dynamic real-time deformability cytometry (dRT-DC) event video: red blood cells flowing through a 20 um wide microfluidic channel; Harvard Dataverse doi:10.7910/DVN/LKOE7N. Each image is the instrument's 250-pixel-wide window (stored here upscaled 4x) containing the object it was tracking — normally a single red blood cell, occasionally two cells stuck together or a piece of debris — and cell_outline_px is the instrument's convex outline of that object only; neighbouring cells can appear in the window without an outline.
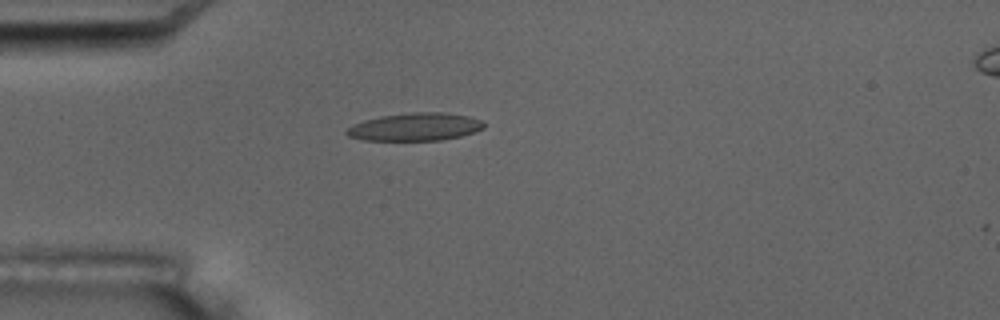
{"species": "common noctule bat (a hibernating species)", "species_latin": "Nyctalus noctula", "temperature_condition": "room temperature", "stored_images_in_passage": 4, "camera_frame_rate_fps": 3000, "um_per_image_px": 0.085, "animal": {"sex": "male", "body_mass_g": 17.5, "forearm_length_mm": 52.3}, "frame": {"image": 1, "passage_image": 3, "time_ms": 2.333, "image_size_px": [1000, 320], "cell_outline_px": [[484, 128], [460, 136], [440, 140], [364, 140], [348, 136], [344, 132], [352, 124], [364, 120], [380, 116], [412, 112], [444, 112], [468, 116], [480, 120], [484, 124]], "centroid_in_image_um": [35.25, 10.78], "position_along_channel_um": 49.8, "area_um2": 22.14}}